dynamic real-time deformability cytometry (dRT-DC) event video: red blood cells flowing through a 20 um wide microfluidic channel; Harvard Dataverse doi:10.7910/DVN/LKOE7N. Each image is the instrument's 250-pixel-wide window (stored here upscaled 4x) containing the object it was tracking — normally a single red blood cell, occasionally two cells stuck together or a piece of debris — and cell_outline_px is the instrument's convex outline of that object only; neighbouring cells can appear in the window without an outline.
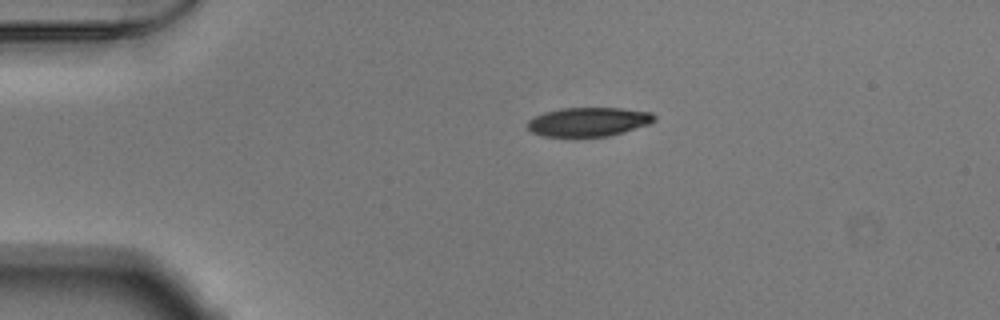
{"species": "Egyptian fruit bat (a non-hibernating species)", "species_latin": "Rousettus aegyptiacus", "temperature_condition": "warm", "stored_images_in_passage": 42, "camera_frame_rate_fps": 3000, "um_per_image_px": 0.085, "animal": {"sex": "male"}, "frame": {"image": 1, "passage_image": 1, "time_ms": 0.0, "image_size_px": [1000, 320], "cell_outline_px": [[656, 120], [648, 124], [624, 132], [608, 136], [544, 136], [532, 132], [528, 128], [528, 120], [544, 112], [560, 108], [620, 108], [652, 112], [656, 116]], "centroid_in_image_um": [50.05, 10.34], "position_along_channel_um": 35.0, "area_um2": 21.33}}
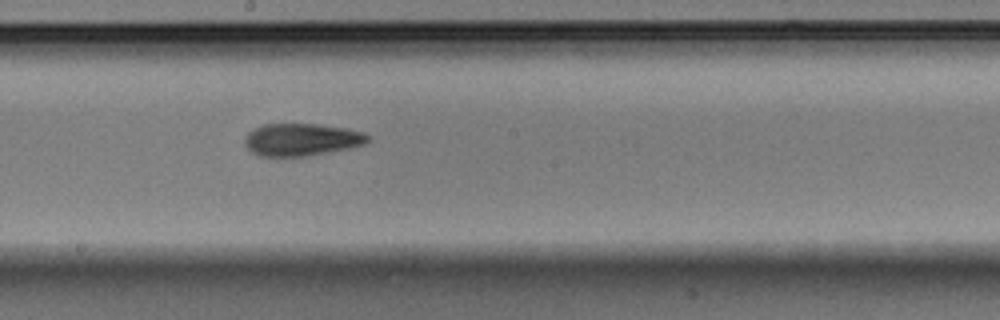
{"frame": {"image": 2, "passage_image": 19, "time_ms": 6.0, "image_size_px": [1000, 320], "cell_outline_px": [[372, 140], [364, 144], [348, 148], [304, 156], [260, 156], [252, 152], [244, 144], [244, 136], [248, 132], [264, 124], [320, 124], [348, 128], [364, 132]], "centroid_in_image_um": [25.64, 11.85], "position_along_channel_um": 222.6, "area_um2": 23.24}}
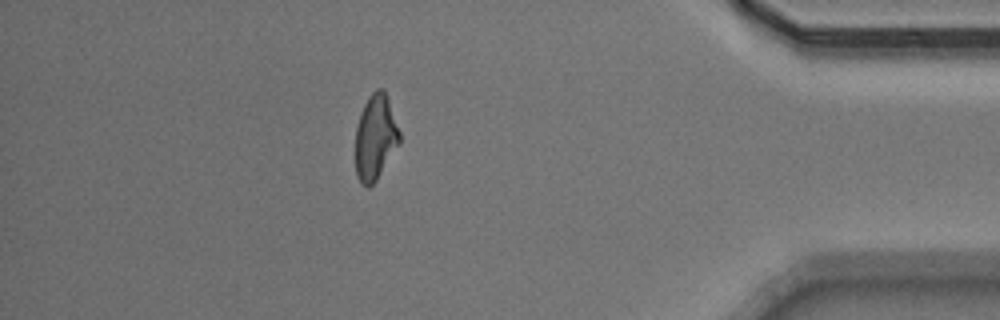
{"frame": {"image": 3, "passage_image": 36, "time_ms": 11.667, "image_size_px": [1000, 320], "cell_outline_px": [[400, 144], [376, 180], [368, 188], [360, 184], [356, 176], [356, 128], [364, 104], [368, 96], [376, 88], [384, 88], [400, 132]], "centroid_in_image_um": [31.91, 11.68], "position_along_channel_um": 403.3, "area_um2": 21.96}, "authors_computed_cell_mechanics": {"area_um2": 22.8888, "velocity_mm_per_s": 3.8676, "shape_relaxation_time_tau1_ms": 5.4126, "shape_relaxation_time_tau2_ms": 3.8914, "deformation_change_tau1": 0.1807, "deformation_change_tau2": 0.111}}